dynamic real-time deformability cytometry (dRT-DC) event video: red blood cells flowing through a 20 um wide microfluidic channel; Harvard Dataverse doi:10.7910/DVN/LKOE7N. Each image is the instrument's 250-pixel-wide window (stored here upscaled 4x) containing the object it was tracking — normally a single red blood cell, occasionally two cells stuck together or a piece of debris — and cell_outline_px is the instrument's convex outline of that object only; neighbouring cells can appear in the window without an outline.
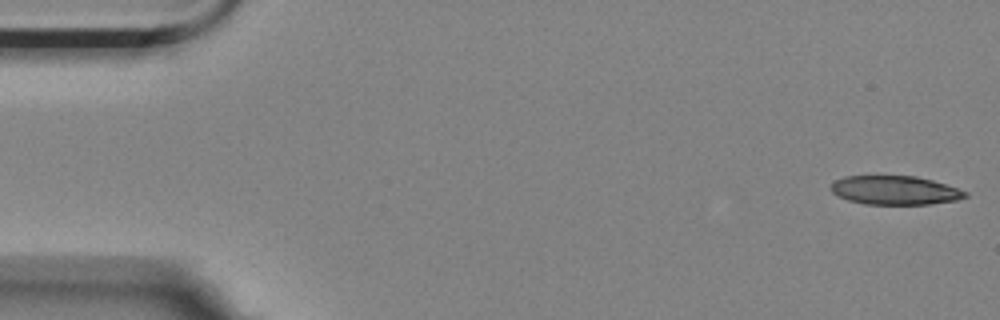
{"species": "Egyptian fruit bat (a non-hibernating species)", "species_latin": "Rousettus aegyptiacus", "temperature_condition": "room temperature", "stored_images_in_passage": 50, "camera_frame_rate_fps": 3000, "um_per_image_px": 0.085, "animal": {"sex": "female"}, "frame": {"image": 1, "passage_image": 1, "time_ms": 0.0, "image_size_px": [1000, 320], "cell_outline_px": [[968, 196], [956, 200], [928, 204], [864, 204], [848, 200], [832, 192], [828, 188], [836, 180], [844, 176], [916, 176], [932, 180], [968, 192]], "centroid_in_image_um": [76.05, 16.17], "position_along_channel_um": 9.0, "area_um2": 22.43}}
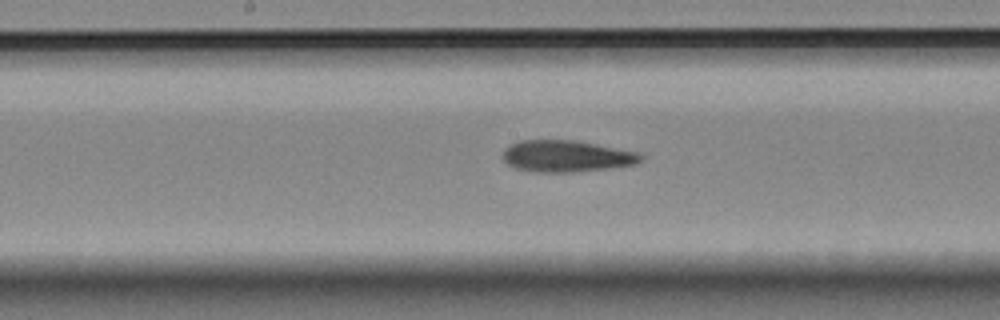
{"frame": {"image": 2, "passage_image": 28, "time_ms": 9.0, "image_size_px": [1000, 320], "cell_outline_px": [[644, 156], [636, 164], [608, 168], [572, 172], [532, 172], [516, 168], [508, 164], [504, 160], [504, 148], [520, 140], [572, 140], [636, 152]], "centroid_in_image_um": [48.11, 13.28], "position_along_channel_um": 200.1, "area_um2": 25.03}}
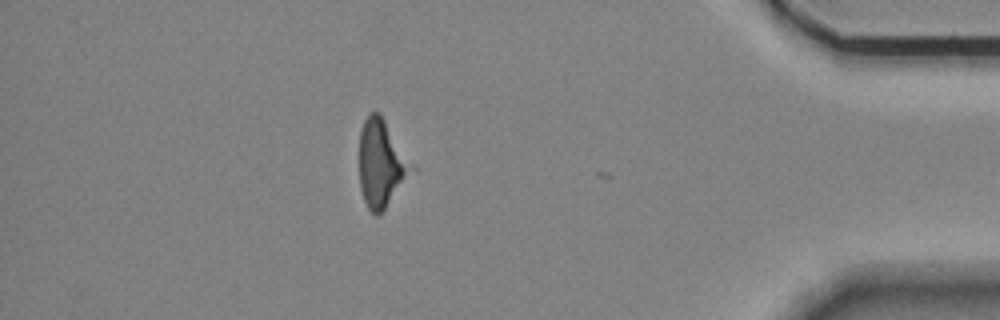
{"frame": {"image": 3, "passage_image": 49, "time_ms": 16.0, "image_size_px": [1000, 320], "cell_outline_px": [[404, 172], [400, 180], [384, 208], [376, 216], [368, 208], [364, 200], [360, 188], [360, 128], [368, 112], [380, 112], [384, 120], [404, 168]], "centroid_in_image_um": [32.13, 13.86], "position_along_channel_um": 403.1, "area_um2": 22.72}, "authors_computed_cell_mechanics": {"area_um2": 25.432, "velocity_mm_per_s": 3.5111, "shape_relaxation_time_tau1_ms": 10.8273, "shape_relaxation_time_tau2_ms": 6.8145, "deformation_change_tau1": 0.206, "deformation_change_tau2": 0.2044}}